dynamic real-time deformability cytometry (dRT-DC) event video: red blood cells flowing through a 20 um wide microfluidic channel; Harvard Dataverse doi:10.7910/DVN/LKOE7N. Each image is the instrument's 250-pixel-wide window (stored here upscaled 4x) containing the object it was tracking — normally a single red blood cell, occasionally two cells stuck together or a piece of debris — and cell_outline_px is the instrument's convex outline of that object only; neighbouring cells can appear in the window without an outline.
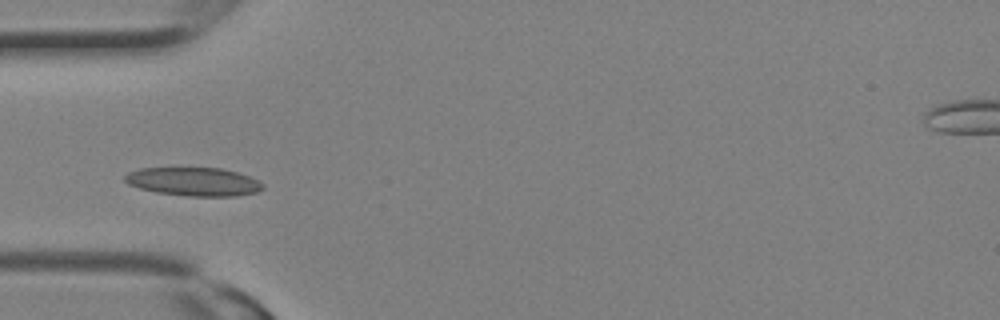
{"species": "Egyptian fruit bat (a non-hibernating species)", "species_latin": "Rousettus aegyptiacus", "temperature_condition": "room temperature", "stored_images_in_passage": 12, "camera_frame_rate_fps": 3000, "um_per_image_px": 0.085, "animal": {"sex": "female"}, "frame": {"image": 1, "passage_image": 7, "time_ms": 2.0, "image_size_px": [1000, 320], "cell_outline_px": [[264, 188], [256, 192], [232, 196], [188, 196], [156, 192], [140, 188], [128, 184], [124, 180], [124, 176], [128, 172], [140, 168], [220, 168], [236, 172], [248, 176], [264, 184]], "centroid_in_image_um": [16.43, 15.44], "position_along_channel_um": 68.6, "area_um2": 22.72}}
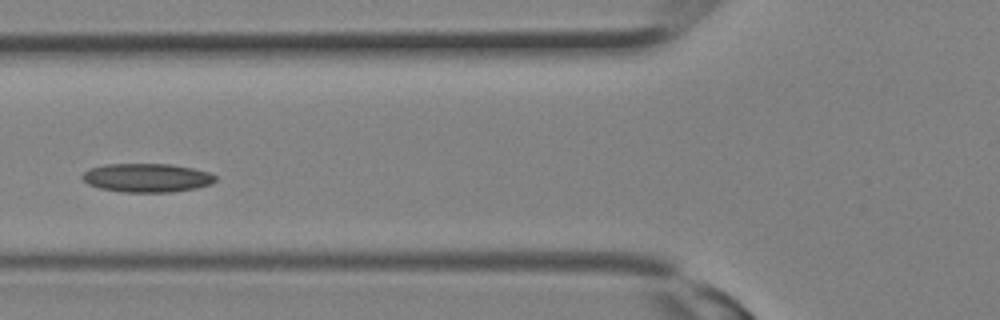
{"frame": {"image": 2, "passage_image": 9, "time_ms": 2.667, "image_size_px": [1000, 320], "cell_outline_px": [[216, 180], [212, 184], [196, 188], [172, 192], [120, 192], [100, 188], [88, 184], [80, 176], [88, 168], [104, 164], [168, 164], [192, 168], [208, 172], [216, 176]], "centroid_in_image_um": [12.46, 15.11], "position_along_channel_um": 113.3, "area_um2": 22.37}}
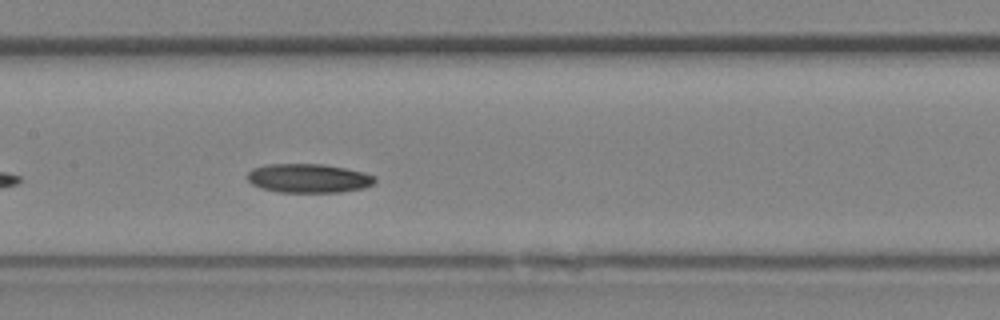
{"frame": {"image": 3, "passage_image": 12, "time_ms": 3.667, "image_size_px": [1000, 320], "cell_outline_px": [[376, 180], [372, 184], [364, 188], [340, 192], [280, 192], [260, 188], [252, 184], [248, 180], [248, 172], [252, 168], [268, 164], [324, 164], [364, 172], [376, 176]], "centroid_in_image_um": [26.23, 15.15], "position_along_channel_um": 181.2, "area_um2": 21.56}}